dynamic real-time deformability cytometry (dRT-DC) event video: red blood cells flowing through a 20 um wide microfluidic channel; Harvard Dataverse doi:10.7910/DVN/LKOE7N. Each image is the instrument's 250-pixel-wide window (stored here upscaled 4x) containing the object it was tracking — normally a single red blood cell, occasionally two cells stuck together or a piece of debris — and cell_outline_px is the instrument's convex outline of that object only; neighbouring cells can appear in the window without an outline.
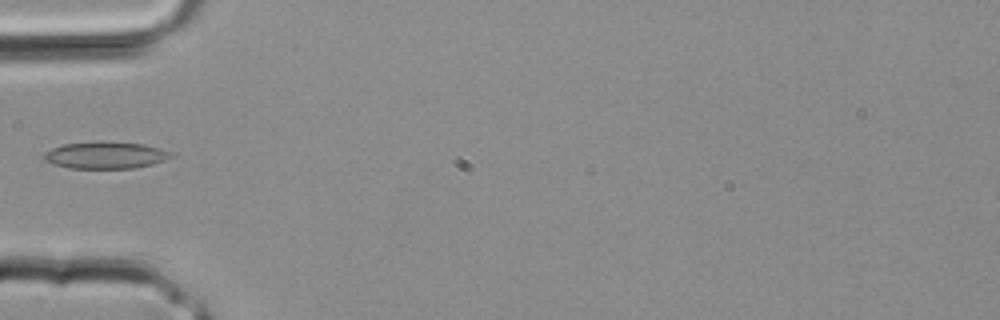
{"species": "common noctule bat (a hibernating species)", "species_latin": "Nyctalus noctula", "temperature_condition": "room temperature", "stored_images_in_passage": 3, "camera_frame_rate_fps": 3000, "um_per_image_px": 0.085, "animal": {"sex": "male", "body_mass_g": 20.4}, "frame": {"image": 1, "passage_image": 3, "time_ms": 0.667, "image_size_px": [1000, 320], "cell_outline_px": [[176, 156], [152, 164], [136, 168], [68, 168], [52, 164], [44, 160], [44, 156], [52, 148], [64, 144], [100, 140], [108, 140], [144, 144], [160, 148]], "centroid_in_image_um": [8.98, 13.17], "position_along_channel_um": 76.0, "area_um2": 20.17}}